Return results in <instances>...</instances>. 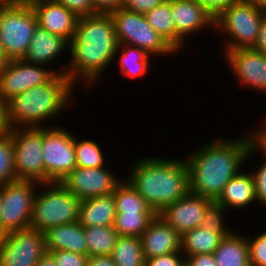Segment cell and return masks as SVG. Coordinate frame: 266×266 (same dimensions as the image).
<instances>
[{
	"label": "cell",
	"instance_id": "1",
	"mask_svg": "<svg viewBox=\"0 0 266 266\" xmlns=\"http://www.w3.org/2000/svg\"><path fill=\"white\" fill-rule=\"evenodd\" d=\"M118 42L111 15L93 14L77 20L74 37L69 42L70 61L63 65L62 74L70 82L92 87L104 70L116 59ZM66 67V68H65ZM100 76V77H99Z\"/></svg>",
	"mask_w": 266,
	"mask_h": 266
},
{
	"label": "cell",
	"instance_id": "4",
	"mask_svg": "<svg viewBox=\"0 0 266 266\" xmlns=\"http://www.w3.org/2000/svg\"><path fill=\"white\" fill-rule=\"evenodd\" d=\"M73 87L75 85L66 75L59 73L48 83L14 95L6 101V121L9 127H44L42 123L45 120L59 116L67 108L70 99L73 100Z\"/></svg>",
	"mask_w": 266,
	"mask_h": 266
},
{
	"label": "cell",
	"instance_id": "20",
	"mask_svg": "<svg viewBox=\"0 0 266 266\" xmlns=\"http://www.w3.org/2000/svg\"><path fill=\"white\" fill-rule=\"evenodd\" d=\"M69 49V42L37 26L23 61L31 64L47 65ZM47 63V64H46Z\"/></svg>",
	"mask_w": 266,
	"mask_h": 266
},
{
	"label": "cell",
	"instance_id": "8",
	"mask_svg": "<svg viewBox=\"0 0 266 266\" xmlns=\"http://www.w3.org/2000/svg\"><path fill=\"white\" fill-rule=\"evenodd\" d=\"M111 17L118 44L135 46L153 56H171L177 52L148 24L144 14L122 8Z\"/></svg>",
	"mask_w": 266,
	"mask_h": 266
},
{
	"label": "cell",
	"instance_id": "21",
	"mask_svg": "<svg viewBox=\"0 0 266 266\" xmlns=\"http://www.w3.org/2000/svg\"><path fill=\"white\" fill-rule=\"evenodd\" d=\"M44 236L46 252L67 250L88 256L84 227L78 221L51 227L44 232Z\"/></svg>",
	"mask_w": 266,
	"mask_h": 266
},
{
	"label": "cell",
	"instance_id": "50",
	"mask_svg": "<svg viewBox=\"0 0 266 266\" xmlns=\"http://www.w3.org/2000/svg\"><path fill=\"white\" fill-rule=\"evenodd\" d=\"M44 1V0H5L7 5H21V6H31L34 3Z\"/></svg>",
	"mask_w": 266,
	"mask_h": 266
},
{
	"label": "cell",
	"instance_id": "26",
	"mask_svg": "<svg viewBox=\"0 0 266 266\" xmlns=\"http://www.w3.org/2000/svg\"><path fill=\"white\" fill-rule=\"evenodd\" d=\"M119 52H121L118 61L120 62L119 70L123 76L136 79V77H141L147 73L150 67V54L143 49L128 44H118L115 56H118Z\"/></svg>",
	"mask_w": 266,
	"mask_h": 266
},
{
	"label": "cell",
	"instance_id": "18",
	"mask_svg": "<svg viewBox=\"0 0 266 266\" xmlns=\"http://www.w3.org/2000/svg\"><path fill=\"white\" fill-rule=\"evenodd\" d=\"M37 25L68 42L74 37L78 16L55 0H44L31 5Z\"/></svg>",
	"mask_w": 266,
	"mask_h": 266
},
{
	"label": "cell",
	"instance_id": "27",
	"mask_svg": "<svg viewBox=\"0 0 266 266\" xmlns=\"http://www.w3.org/2000/svg\"><path fill=\"white\" fill-rule=\"evenodd\" d=\"M113 194L116 213H156L127 180H122Z\"/></svg>",
	"mask_w": 266,
	"mask_h": 266
},
{
	"label": "cell",
	"instance_id": "35",
	"mask_svg": "<svg viewBox=\"0 0 266 266\" xmlns=\"http://www.w3.org/2000/svg\"><path fill=\"white\" fill-rule=\"evenodd\" d=\"M249 245L250 265L266 266V230L251 239L247 236Z\"/></svg>",
	"mask_w": 266,
	"mask_h": 266
},
{
	"label": "cell",
	"instance_id": "48",
	"mask_svg": "<svg viewBox=\"0 0 266 266\" xmlns=\"http://www.w3.org/2000/svg\"><path fill=\"white\" fill-rule=\"evenodd\" d=\"M36 266H58L55 258L50 252H46Z\"/></svg>",
	"mask_w": 266,
	"mask_h": 266
},
{
	"label": "cell",
	"instance_id": "14",
	"mask_svg": "<svg viewBox=\"0 0 266 266\" xmlns=\"http://www.w3.org/2000/svg\"><path fill=\"white\" fill-rule=\"evenodd\" d=\"M106 169L76 167L60 183L80 201L113 194L122 180Z\"/></svg>",
	"mask_w": 266,
	"mask_h": 266
},
{
	"label": "cell",
	"instance_id": "47",
	"mask_svg": "<svg viewBox=\"0 0 266 266\" xmlns=\"http://www.w3.org/2000/svg\"><path fill=\"white\" fill-rule=\"evenodd\" d=\"M10 131V127L6 121V102L0 98V135Z\"/></svg>",
	"mask_w": 266,
	"mask_h": 266
},
{
	"label": "cell",
	"instance_id": "49",
	"mask_svg": "<svg viewBox=\"0 0 266 266\" xmlns=\"http://www.w3.org/2000/svg\"><path fill=\"white\" fill-rule=\"evenodd\" d=\"M239 2L249 4L266 12V0H239Z\"/></svg>",
	"mask_w": 266,
	"mask_h": 266
},
{
	"label": "cell",
	"instance_id": "31",
	"mask_svg": "<svg viewBox=\"0 0 266 266\" xmlns=\"http://www.w3.org/2000/svg\"><path fill=\"white\" fill-rule=\"evenodd\" d=\"M156 213H116L113 227L118 236L140 237Z\"/></svg>",
	"mask_w": 266,
	"mask_h": 266
},
{
	"label": "cell",
	"instance_id": "10",
	"mask_svg": "<svg viewBox=\"0 0 266 266\" xmlns=\"http://www.w3.org/2000/svg\"><path fill=\"white\" fill-rule=\"evenodd\" d=\"M17 180L45 184L42 158V127L10 128Z\"/></svg>",
	"mask_w": 266,
	"mask_h": 266
},
{
	"label": "cell",
	"instance_id": "43",
	"mask_svg": "<svg viewBox=\"0 0 266 266\" xmlns=\"http://www.w3.org/2000/svg\"><path fill=\"white\" fill-rule=\"evenodd\" d=\"M186 266H216L214 255L211 254H197L185 257Z\"/></svg>",
	"mask_w": 266,
	"mask_h": 266
},
{
	"label": "cell",
	"instance_id": "2",
	"mask_svg": "<svg viewBox=\"0 0 266 266\" xmlns=\"http://www.w3.org/2000/svg\"><path fill=\"white\" fill-rule=\"evenodd\" d=\"M209 142L198 152L191 153L185 162L189 172V192L215 202L225 185L240 172L247 157L258 151V146L253 145L250 133L239 139Z\"/></svg>",
	"mask_w": 266,
	"mask_h": 266
},
{
	"label": "cell",
	"instance_id": "53",
	"mask_svg": "<svg viewBox=\"0 0 266 266\" xmlns=\"http://www.w3.org/2000/svg\"><path fill=\"white\" fill-rule=\"evenodd\" d=\"M5 4V0H0V5Z\"/></svg>",
	"mask_w": 266,
	"mask_h": 266
},
{
	"label": "cell",
	"instance_id": "41",
	"mask_svg": "<svg viewBox=\"0 0 266 266\" xmlns=\"http://www.w3.org/2000/svg\"><path fill=\"white\" fill-rule=\"evenodd\" d=\"M165 0H124L123 8L140 14L151 11Z\"/></svg>",
	"mask_w": 266,
	"mask_h": 266
},
{
	"label": "cell",
	"instance_id": "44",
	"mask_svg": "<svg viewBox=\"0 0 266 266\" xmlns=\"http://www.w3.org/2000/svg\"><path fill=\"white\" fill-rule=\"evenodd\" d=\"M253 49L266 55V18L262 21Z\"/></svg>",
	"mask_w": 266,
	"mask_h": 266
},
{
	"label": "cell",
	"instance_id": "52",
	"mask_svg": "<svg viewBox=\"0 0 266 266\" xmlns=\"http://www.w3.org/2000/svg\"><path fill=\"white\" fill-rule=\"evenodd\" d=\"M2 210H3V202H2V186H0V236H1Z\"/></svg>",
	"mask_w": 266,
	"mask_h": 266
},
{
	"label": "cell",
	"instance_id": "5",
	"mask_svg": "<svg viewBox=\"0 0 266 266\" xmlns=\"http://www.w3.org/2000/svg\"><path fill=\"white\" fill-rule=\"evenodd\" d=\"M43 185L44 192L37 190L34 198L31 228L44 233L51 227L77 222L80 200L60 182Z\"/></svg>",
	"mask_w": 266,
	"mask_h": 266
},
{
	"label": "cell",
	"instance_id": "24",
	"mask_svg": "<svg viewBox=\"0 0 266 266\" xmlns=\"http://www.w3.org/2000/svg\"><path fill=\"white\" fill-rule=\"evenodd\" d=\"M213 255L216 266H251L247 236L233 231L222 239Z\"/></svg>",
	"mask_w": 266,
	"mask_h": 266
},
{
	"label": "cell",
	"instance_id": "36",
	"mask_svg": "<svg viewBox=\"0 0 266 266\" xmlns=\"http://www.w3.org/2000/svg\"><path fill=\"white\" fill-rule=\"evenodd\" d=\"M258 151L263 154L266 159V150L263 147H258ZM262 162L258 170L252 173L255 184L256 203L266 207V160Z\"/></svg>",
	"mask_w": 266,
	"mask_h": 266
},
{
	"label": "cell",
	"instance_id": "37",
	"mask_svg": "<svg viewBox=\"0 0 266 266\" xmlns=\"http://www.w3.org/2000/svg\"><path fill=\"white\" fill-rule=\"evenodd\" d=\"M58 266H86L89 256L67 250L50 251Z\"/></svg>",
	"mask_w": 266,
	"mask_h": 266
},
{
	"label": "cell",
	"instance_id": "11",
	"mask_svg": "<svg viewBox=\"0 0 266 266\" xmlns=\"http://www.w3.org/2000/svg\"><path fill=\"white\" fill-rule=\"evenodd\" d=\"M39 184L17 180L2 186L1 235L31 227L36 186Z\"/></svg>",
	"mask_w": 266,
	"mask_h": 266
},
{
	"label": "cell",
	"instance_id": "46",
	"mask_svg": "<svg viewBox=\"0 0 266 266\" xmlns=\"http://www.w3.org/2000/svg\"><path fill=\"white\" fill-rule=\"evenodd\" d=\"M266 121V119L264 118ZM266 122H264V126L261 128L263 129H258L259 131L256 130V132H253L250 137L253 145L258 146V147H265L266 146Z\"/></svg>",
	"mask_w": 266,
	"mask_h": 266
},
{
	"label": "cell",
	"instance_id": "42",
	"mask_svg": "<svg viewBox=\"0 0 266 266\" xmlns=\"http://www.w3.org/2000/svg\"><path fill=\"white\" fill-rule=\"evenodd\" d=\"M95 14L111 15L123 8L124 0H91Z\"/></svg>",
	"mask_w": 266,
	"mask_h": 266
},
{
	"label": "cell",
	"instance_id": "34",
	"mask_svg": "<svg viewBox=\"0 0 266 266\" xmlns=\"http://www.w3.org/2000/svg\"><path fill=\"white\" fill-rule=\"evenodd\" d=\"M224 213L226 214V209L216 202H213L205 211L200 227H206L211 232L219 234H231V229H229V227L226 228L224 223Z\"/></svg>",
	"mask_w": 266,
	"mask_h": 266
},
{
	"label": "cell",
	"instance_id": "9",
	"mask_svg": "<svg viewBox=\"0 0 266 266\" xmlns=\"http://www.w3.org/2000/svg\"><path fill=\"white\" fill-rule=\"evenodd\" d=\"M45 183L60 182L76 166L74 135L65 127H42Z\"/></svg>",
	"mask_w": 266,
	"mask_h": 266
},
{
	"label": "cell",
	"instance_id": "12",
	"mask_svg": "<svg viewBox=\"0 0 266 266\" xmlns=\"http://www.w3.org/2000/svg\"><path fill=\"white\" fill-rule=\"evenodd\" d=\"M45 253L44 233L31 227L0 236V266H36Z\"/></svg>",
	"mask_w": 266,
	"mask_h": 266
},
{
	"label": "cell",
	"instance_id": "25",
	"mask_svg": "<svg viewBox=\"0 0 266 266\" xmlns=\"http://www.w3.org/2000/svg\"><path fill=\"white\" fill-rule=\"evenodd\" d=\"M227 235L230 234L211 232L206 227L194 228L181 236V253L185 257L197 254H211Z\"/></svg>",
	"mask_w": 266,
	"mask_h": 266
},
{
	"label": "cell",
	"instance_id": "30",
	"mask_svg": "<svg viewBox=\"0 0 266 266\" xmlns=\"http://www.w3.org/2000/svg\"><path fill=\"white\" fill-rule=\"evenodd\" d=\"M148 24L175 49V29L172 20L171 0H165L144 14Z\"/></svg>",
	"mask_w": 266,
	"mask_h": 266
},
{
	"label": "cell",
	"instance_id": "33",
	"mask_svg": "<svg viewBox=\"0 0 266 266\" xmlns=\"http://www.w3.org/2000/svg\"><path fill=\"white\" fill-rule=\"evenodd\" d=\"M17 181L11 132L0 135V186Z\"/></svg>",
	"mask_w": 266,
	"mask_h": 266
},
{
	"label": "cell",
	"instance_id": "28",
	"mask_svg": "<svg viewBox=\"0 0 266 266\" xmlns=\"http://www.w3.org/2000/svg\"><path fill=\"white\" fill-rule=\"evenodd\" d=\"M111 257L117 266H145L140 237L118 236Z\"/></svg>",
	"mask_w": 266,
	"mask_h": 266
},
{
	"label": "cell",
	"instance_id": "39",
	"mask_svg": "<svg viewBox=\"0 0 266 266\" xmlns=\"http://www.w3.org/2000/svg\"><path fill=\"white\" fill-rule=\"evenodd\" d=\"M78 17L95 14L91 0H55Z\"/></svg>",
	"mask_w": 266,
	"mask_h": 266
},
{
	"label": "cell",
	"instance_id": "51",
	"mask_svg": "<svg viewBox=\"0 0 266 266\" xmlns=\"http://www.w3.org/2000/svg\"><path fill=\"white\" fill-rule=\"evenodd\" d=\"M8 59L6 58V56L3 53V50L1 48L0 45V73L2 72V70L6 67L7 63H8Z\"/></svg>",
	"mask_w": 266,
	"mask_h": 266
},
{
	"label": "cell",
	"instance_id": "7",
	"mask_svg": "<svg viewBox=\"0 0 266 266\" xmlns=\"http://www.w3.org/2000/svg\"><path fill=\"white\" fill-rule=\"evenodd\" d=\"M37 26L31 6L0 5V45L9 61L23 59Z\"/></svg>",
	"mask_w": 266,
	"mask_h": 266
},
{
	"label": "cell",
	"instance_id": "3",
	"mask_svg": "<svg viewBox=\"0 0 266 266\" xmlns=\"http://www.w3.org/2000/svg\"><path fill=\"white\" fill-rule=\"evenodd\" d=\"M134 165L126 180L157 215L189 192V172L184 159L143 157Z\"/></svg>",
	"mask_w": 266,
	"mask_h": 266
},
{
	"label": "cell",
	"instance_id": "13",
	"mask_svg": "<svg viewBox=\"0 0 266 266\" xmlns=\"http://www.w3.org/2000/svg\"><path fill=\"white\" fill-rule=\"evenodd\" d=\"M59 73L62 71H53L45 65L27 63L22 59L10 60L0 73V98L6 102L14 95L48 83Z\"/></svg>",
	"mask_w": 266,
	"mask_h": 266
},
{
	"label": "cell",
	"instance_id": "38",
	"mask_svg": "<svg viewBox=\"0 0 266 266\" xmlns=\"http://www.w3.org/2000/svg\"><path fill=\"white\" fill-rule=\"evenodd\" d=\"M181 252H174L158 257L145 259V266H186L185 256ZM184 257V259L182 258Z\"/></svg>",
	"mask_w": 266,
	"mask_h": 266
},
{
	"label": "cell",
	"instance_id": "16",
	"mask_svg": "<svg viewBox=\"0 0 266 266\" xmlns=\"http://www.w3.org/2000/svg\"><path fill=\"white\" fill-rule=\"evenodd\" d=\"M171 10L177 52L184 48L186 36L214 28V18L196 0H171Z\"/></svg>",
	"mask_w": 266,
	"mask_h": 266
},
{
	"label": "cell",
	"instance_id": "17",
	"mask_svg": "<svg viewBox=\"0 0 266 266\" xmlns=\"http://www.w3.org/2000/svg\"><path fill=\"white\" fill-rule=\"evenodd\" d=\"M213 202L207 197L188 192L158 215L182 236L185 232L200 227L205 211Z\"/></svg>",
	"mask_w": 266,
	"mask_h": 266
},
{
	"label": "cell",
	"instance_id": "40",
	"mask_svg": "<svg viewBox=\"0 0 266 266\" xmlns=\"http://www.w3.org/2000/svg\"><path fill=\"white\" fill-rule=\"evenodd\" d=\"M214 19L239 0H196Z\"/></svg>",
	"mask_w": 266,
	"mask_h": 266
},
{
	"label": "cell",
	"instance_id": "22",
	"mask_svg": "<svg viewBox=\"0 0 266 266\" xmlns=\"http://www.w3.org/2000/svg\"><path fill=\"white\" fill-rule=\"evenodd\" d=\"M116 217L114 194L80 201L78 223L83 227L113 226Z\"/></svg>",
	"mask_w": 266,
	"mask_h": 266
},
{
	"label": "cell",
	"instance_id": "32",
	"mask_svg": "<svg viewBox=\"0 0 266 266\" xmlns=\"http://www.w3.org/2000/svg\"><path fill=\"white\" fill-rule=\"evenodd\" d=\"M74 149L76 156V166L83 168L105 167L103 151L101 147L92 140H81L74 136Z\"/></svg>",
	"mask_w": 266,
	"mask_h": 266
},
{
	"label": "cell",
	"instance_id": "29",
	"mask_svg": "<svg viewBox=\"0 0 266 266\" xmlns=\"http://www.w3.org/2000/svg\"><path fill=\"white\" fill-rule=\"evenodd\" d=\"M88 256L111 255L118 233L113 226L84 227Z\"/></svg>",
	"mask_w": 266,
	"mask_h": 266
},
{
	"label": "cell",
	"instance_id": "23",
	"mask_svg": "<svg viewBox=\"0 0 266 266\" xmlns=\"http://www.w3.org/2000/svg\"><path fill=\"white\" fill-rule=\"evenodd\" d=\"M240 171L225 185L222 194L215 201L220 206L228 210L245 208L256 202L255 184L253 175Z\"/></svg>",
	"mask_w": 266,
	"mask_h": 266
},
{
	"label": "cell",
	"instance_id": "15",
	"mask_svg": "<svg viewBox=\"0 0 266 266\" xmlns=\"http://www.w3.org/2000/svg\"><path fill=\"white\" fill-rule=\"evenodd\" d=\"M226 62L234 77L247 88L266 92V55L253 48L227 51Z\"/></svg>",
	"mask_w": 266,
	"mask_h": 266
},
{
	"label": "cell",
	"instance_id": "6",
	"mask_svg": "<svg viewBox=\"0 0 266 266\" xmlns=\"http://www.w3.org/2000/svg\"><path fill=\"white\" fill-rule=\"evenodd\" d=\"M266 12L249 4L236 2L214 19V29L226 33L224 51L253 48ZM228 34V35H227Z\"/></svg>",
	"mask_w": 266,
	"mask_h": 266
},
{
	"label": "cell",
	"instance_id": "45",
	"mask_svg": "<svg viewBox=\"0 0 266 266\" xmlns=\"http://www.w3.org/2000/svg\"><path fill=\"white\" fill-rule=\"evenodd\" d=\"M86 266H117L111 255L89 257Z\"/></svg>",
	"mask_w": 266,
	"mask_h": 266
},
{
	"label": "cell",
	"instance_id": "19",
	"mask_svg": "<svg viewBox=\"0 0 266 266\" xmlns=\"http://www.w3.org/2000/svg\"><path fill=\"white\" fill-rule=\"evenodd\" d=\"M145 259L181 252V235L157 215L140 236Z\"/></svg>",
	"mask_w": 266,
	"mask_h": 266
}]
</instances>
